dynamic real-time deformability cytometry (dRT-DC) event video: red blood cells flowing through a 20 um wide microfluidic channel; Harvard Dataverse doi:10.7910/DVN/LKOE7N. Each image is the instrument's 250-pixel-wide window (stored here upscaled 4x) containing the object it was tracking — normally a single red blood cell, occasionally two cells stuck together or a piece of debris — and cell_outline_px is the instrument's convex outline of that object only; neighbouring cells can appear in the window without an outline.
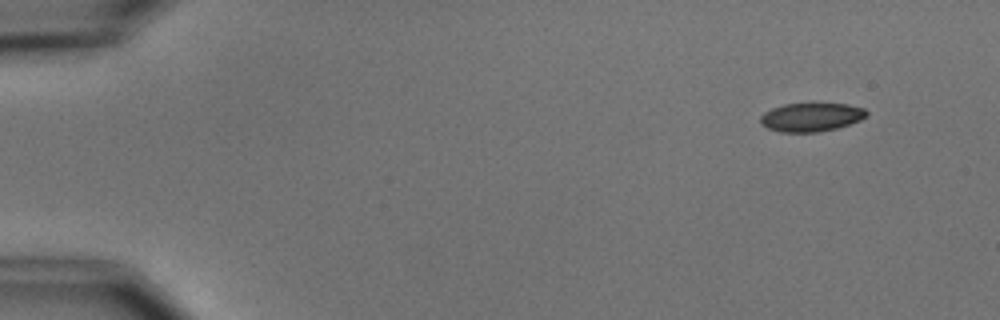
{"species": "common noctule bat (a hibernating species)", "species_latin": "Nyctalus noctula", "temperature_condition": "cold", "stored_images_in_passage": 7, "camera_frame_rate_fps": 3000, "um_per_image_px": 0.085, "animal": {"sex": "male", "body_mass_g": 15.6}, "frame": {"image": 1, "passage_image": 2, "time_ms": 1.333, "image_size_px": [1000, 320], "cell_outline_px": [[868, 112], [860, 120], [836, 128], [816, 132], [780, 132], [768, 128], [760, 124], [760, 116], [764, 112], [772, 108], [784, 104], [848, 104], [864, 108]], "centroid_in_image_um": [68.91, 9.96], "position_along_channel_um": 16.1, "area_um2": 17.51}}
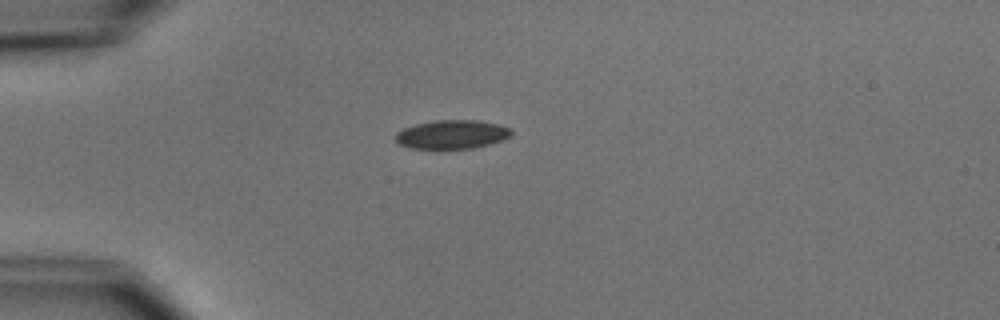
{"frame": {"image": 2, "passage_image": 5, "time_ms": 4.667, "image_size_px": [1000, 320], "cell_outline_px": [[512, 136], [504, 140], [472, 148], [412, 148], [400, 144], [396, 140], [396, 132], [404, 128], [416, 124], [436, 120], [480, 120], [500, 124], [512, 128]], "centroid_in_image_um": [38.48, 11.41], "position_along_channel_um": 46.5, "area_um2": 19.42}}